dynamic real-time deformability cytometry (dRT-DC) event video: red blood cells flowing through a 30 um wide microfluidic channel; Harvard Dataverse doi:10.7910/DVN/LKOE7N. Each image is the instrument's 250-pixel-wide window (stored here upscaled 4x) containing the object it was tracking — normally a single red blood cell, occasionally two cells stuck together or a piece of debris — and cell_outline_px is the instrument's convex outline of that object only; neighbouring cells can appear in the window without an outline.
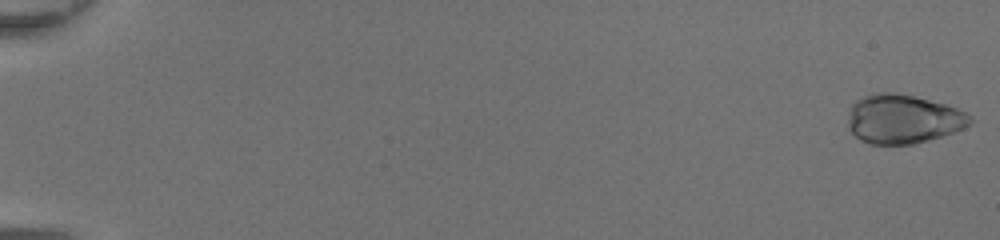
{"species": "common noctule bat (a hibernating species)", "species_latin": "Nyctalus noctula", "temperature_condition": "room temperature", "stored_images_in_passage": 49, "camera_frame_rate_fps": 3000, "um_per_image_px": 0.085, "animal": {"sex": "female", "body_mass_g": 20.0, "forearm_length_mm": 54.0}, "frame": {"image": 1, "passage_image": 1, "time_ms": 0.0, "image_size_px": [1000, 240], "cell_outline_px": [[972, 124], [964, 128], [916, 144], [872, 144], [860, 140], [848, 128], [848, 120], [852, 104], [856, 100], [864, 96], [876, 92], [892, 92], [912, 96], [948, 104], [972, 116]], "centroid_in_image_um": [76.77, 10.11], "position_along_channel_um": 8.2, "area_um2": 34.85}}
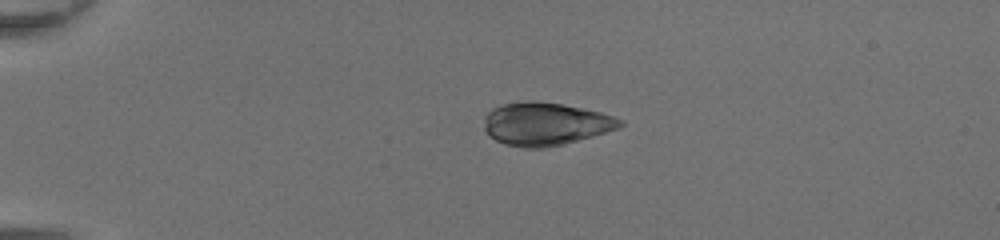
{"frame": {"image": 2, "passage_image": 13, "time_ms": 4.0, "image_size_px": [1000, 240], "cell_outline_px": [[624, 124], [620, 128], [564, 144], [544, 148], [524, 148], [504, 144], [488, 136], [484, 128], [484, 116], [492, 108], [500, 104], [528, 100], [532, 100], [564, 104], [600, 112], [624, 120]], "centroid_in_image_um": [46.34, 10.53], "position_along_channel_um": 38.7, "area_um2": 34.33}}